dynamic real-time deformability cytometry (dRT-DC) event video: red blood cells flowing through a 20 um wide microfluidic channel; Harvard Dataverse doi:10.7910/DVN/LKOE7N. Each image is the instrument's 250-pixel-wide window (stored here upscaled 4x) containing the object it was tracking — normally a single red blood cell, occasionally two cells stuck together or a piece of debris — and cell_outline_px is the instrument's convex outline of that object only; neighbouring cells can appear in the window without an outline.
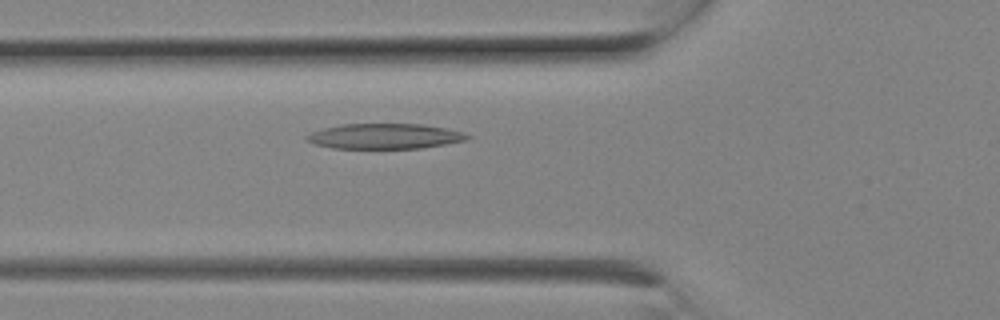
{"species": "Egyptian fruit bat (a non-hibernating species)", "species_latin": "Rousettus aegyptiacus", "temperature_condition": "room temperature", "stored_images_in_passage": 7, "camera_frame_rate_fps": 3000, "um_per_image_px": 0.085, "animal": {"sex": "female"}, "frame": {"image": 1, "passage_image": 7, "time_ms": 2.0, "image_size_px": [1000, 320], "cell_outline_px": [[472, 136], [464, 140], [444, 144], [420, 148], [332, 148], [316, 144], [308, 140], [304, 136], [312, 132], [324, 128], [340, 124], [424, 124], [448, 128]], "centroid_in_image_um": [32.69, 11.57], "position_along_channel_um": 93.1, "area_um2": 23.41}}